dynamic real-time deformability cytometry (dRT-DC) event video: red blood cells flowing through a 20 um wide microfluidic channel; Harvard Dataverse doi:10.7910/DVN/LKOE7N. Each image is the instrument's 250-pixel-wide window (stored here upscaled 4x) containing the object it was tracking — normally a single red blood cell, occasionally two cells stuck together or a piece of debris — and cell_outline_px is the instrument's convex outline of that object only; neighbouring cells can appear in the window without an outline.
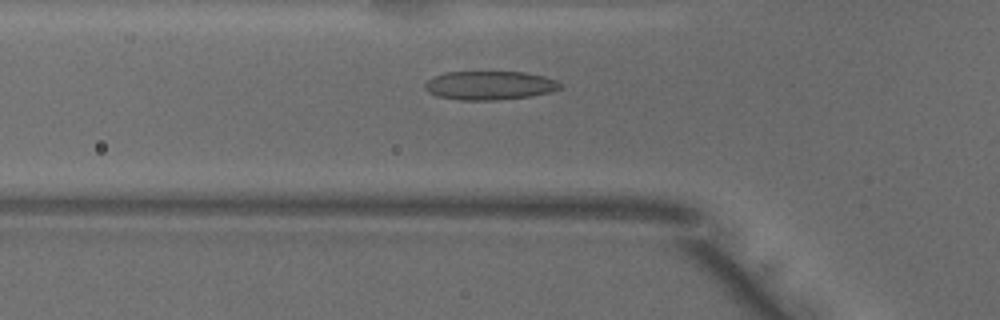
{"species": "common noctule bat (a hibernating species)", "species_latin": "Nyctalus noctula", "temperature_condition": "warm", "stored_images_in_passage": 25, "camera_frame_rate_fps": 3000, "um_per_image_px": 0.085, "animal": {"sex": "male", "body_mass_g": 18.8}, "frame": {"image": 1, "passage_image": 2, "time_ms": 0.333, "image_size_px": [1000, 320], "cell_outline_px": [[560, 88], [548, 92], [532, 96], [496, 100], [460, 100], [440, 96], [428, 92], [424, 88], [424, 84], [432, 76], [444, 72], [524, 72], [544, 76], [556, 80], [560, 84]], "centroid_in_image_um": [41.58, 7.25], "position_along_channel_um": 84.2, "area_um2": 22.6}}
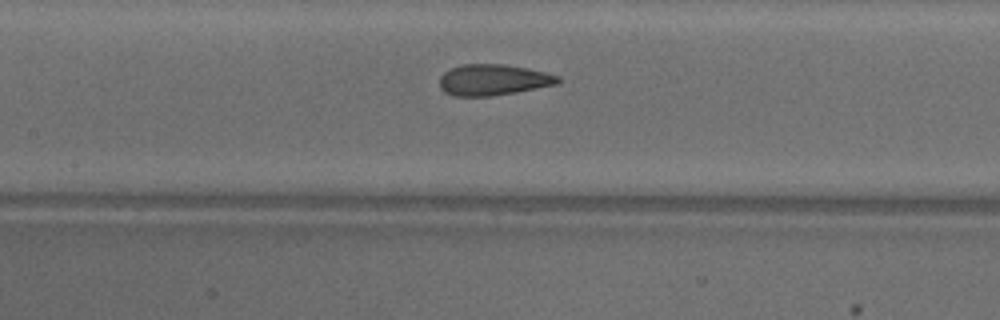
{"frame": {"image": 2, "passage_image": 8, "time_ms": 2.333, "image_size_px": [1000, 320], "cell_outline_px": [[560, 80], [556, 84], [516, 92], [492, 96], [452, 96], [444, 92], [440, 88], [440, 76], [444, 72], [452, 68], [464, 64], [504, 64], [528, 68], [560, 76]], "centroid_in_image_um": [41.9, 6.79], "position_along_channel_um": 165.5, "area_um2": 21.39}}
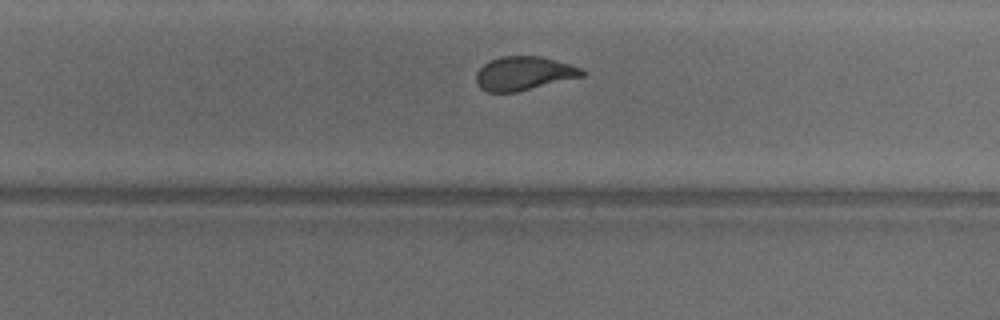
{"frame": {"image": 3, "passage_image": 17, "time_ms": 5.333, "image_size_px": [1000, 320], "cell_outline_px": [[584, 76], [516, 92], [488, 92], [480, 88], [476, 84], [476, 72], [484, 64], [500, 56], [540, 56], [568, 64], [580, 68], [584, 72]], "centroid_in_image_um": [44.48, 6.24], "position_along_channel_um": 285.3, "area_um2": 20.63}}